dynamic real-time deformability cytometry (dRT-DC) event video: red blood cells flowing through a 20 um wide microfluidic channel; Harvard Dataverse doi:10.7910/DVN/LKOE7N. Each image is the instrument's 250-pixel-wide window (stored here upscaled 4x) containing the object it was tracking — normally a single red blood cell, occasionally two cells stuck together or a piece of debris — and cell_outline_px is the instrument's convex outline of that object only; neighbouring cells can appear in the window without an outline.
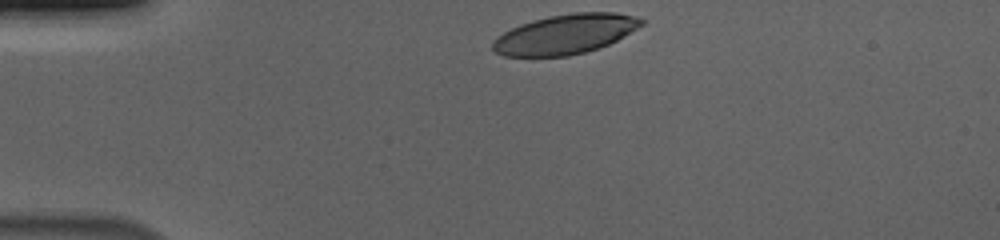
{"species": "human", "species_latin": "Homo sapiens", "temperature_condition": "cold", "stored_images_in_passage": 35, "camera_frame_rate_fps": 3000, "um_per_image_px": 0.085, "donor": {"sex": "male"}, "frame": {"image": 1, "passage_image": 1, "time_ms": 0.0, "image_size_px": [1000, 240], "cell_outline_px": [[644, 24], [624, 36], [600, 48], [568, 56], [504, 56], [496, 52], [492, 48], [492, 40], [496, 36], [520, 24], [532, 20], [548, 16], [576, 12], [616, 12], [632, 16], [644, 20]], "centroid_in_image_um": [48.03, 2.9], "position_along_channel_um": 37.0, "area_um2": 34.33}}
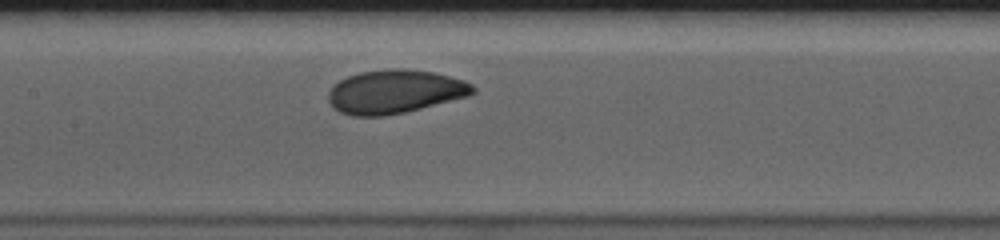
{"frame": {"image": 2, "passage_image": 16, "time_ms": 5.0, "image_size_px": [1000, 240], "cell_outline_px": [[476, 92], [468, 96], [404, 112], [384, 116], [352, 116], [340, 112], [332, 108], [328, 100], [328, 92], [332, 84], [348, 76], [360, 72], [388, 68], [408, 68], [432, 72], [464, 80], [472, 84], [476, 88]], "centroid_in_image_um": [33.53, 7.78], "position_along_channel_um": 173.9, "area_um2": 36.93}}
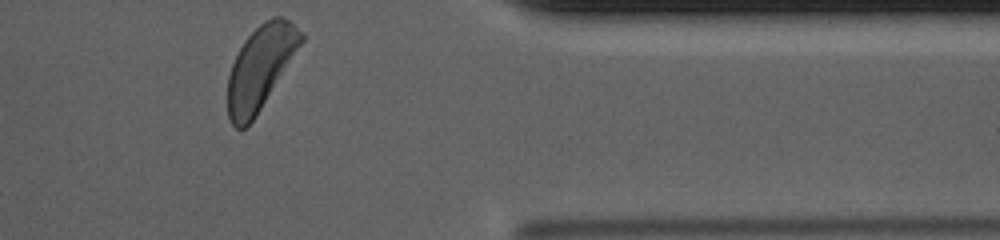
{"frame": {"image": 3, "passage_image": 35, "time_ms": 11.333, "image_size_px": [1000, 240], "cell_outline_px": [[304, 40], [256, 116], [244, 128], [236, 128], [232, 124], [228, 116], [228, 76], [232, 64], [244, 40], [264, 20], [272, 16], [280, 16], [288, 20], [304, 36]], "centroid_in_image_um": [22.12, 5.74], "position_along_channel_um": 389.3, "area_um2": 35.03}, "authors_computed_cell_mechanics": {"area_um2": 36.1828, "velocity_mm_per_s": 3.662, "shape_relaxation_time_tau1_ms": 2.495, "shape_relaxation_time_tau2_ms": 3.3993, "deformation_change_tau1": 0.102, "deformation_change_tau2": 0.087}}